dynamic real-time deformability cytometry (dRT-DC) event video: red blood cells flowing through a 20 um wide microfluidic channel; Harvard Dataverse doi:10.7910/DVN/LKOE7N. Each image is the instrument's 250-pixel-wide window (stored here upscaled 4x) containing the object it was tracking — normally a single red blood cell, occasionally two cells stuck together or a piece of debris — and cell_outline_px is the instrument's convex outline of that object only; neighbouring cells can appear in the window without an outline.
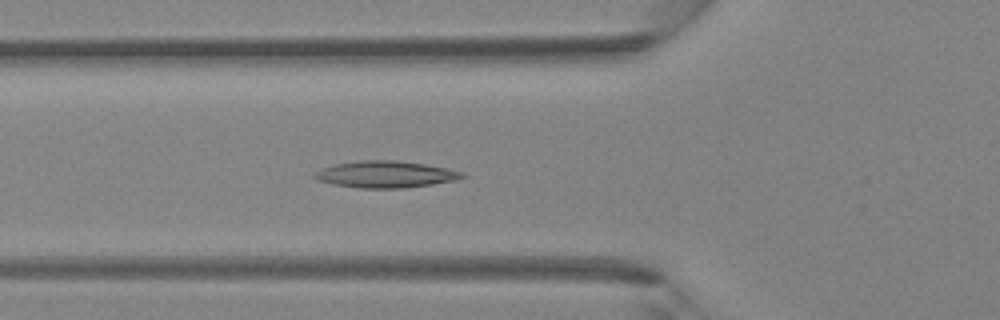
{"species": "Egyptian fruit bat (a non-hibernating species)", "species_latin": "Rousettus aegyptiacus", "temperature_condition": "room temperature", "stored_images_in_passage": 40, "camera_frame_rate_fps": 3000, "um_per_image_px": 0.085, "animal": {"sex": "female"}, "frame": {"image": 1, "passage_image": 12, "time_ms": 3.667, "image_size_px": [1000, 320], "cell_outline_px": [[464, 176], [456, 180], [432, 184], [404, 188], [356, 188], [332, 184], [316, 180], [312, 176], [316, 172], [332, 164], [360, 160], [396, 160], [424, 164], [448, 168], [464, 172]], "centroid_in_image_um": [32.74, 14.82], "position_along_channel_um": 93.1, "area_um2": 23.06}}
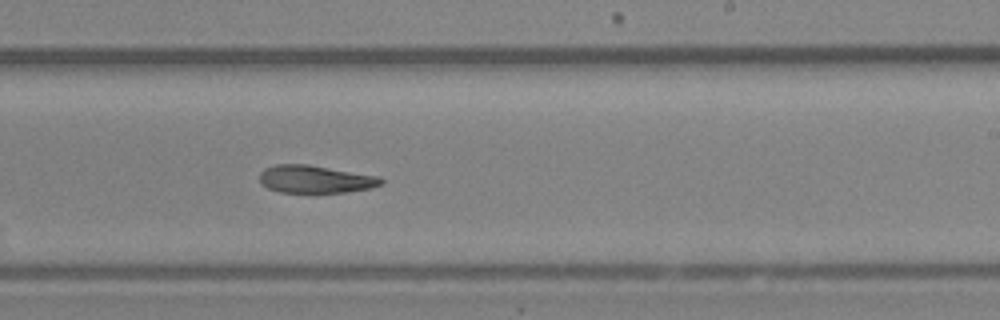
{"frame": {"image": 2, "passage_image": 23, "time_ms": 7.333, "image_size_px": [1000, 320], "cell_outline_px": [[384, 184], [368, 188], [344, 192], [280, 192], [268, 188], [260, 180], [260, 172], [264, 168], [276, 164], [308, 164], [380, 176], [384, 180]], "centroid_in_image_um": [26.82, 15.21], "position_along_channel_um": 262.2, "area_um2": 19.54}}
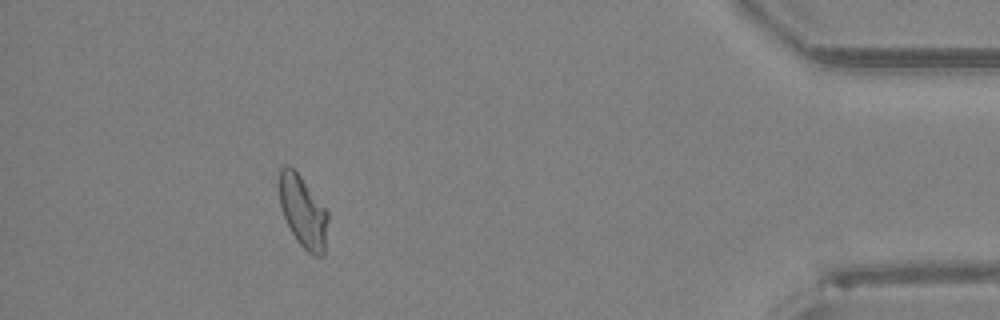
{"frame": {"image": 3, "passage_image": 36, "time_ms": 11.667, "image_size_px": [1000, 320], "cell_outline_px": [[328, 220], [324, 256], [312, 256], [296, 240], [280, 208], [280, 168], [284, 164], [288, 164], [300, 176], [328, 212]], "centroid_in_image_um": [25.77, 18.02], "position_along_channel_um": 409.4, "area_um2": 20.11}}